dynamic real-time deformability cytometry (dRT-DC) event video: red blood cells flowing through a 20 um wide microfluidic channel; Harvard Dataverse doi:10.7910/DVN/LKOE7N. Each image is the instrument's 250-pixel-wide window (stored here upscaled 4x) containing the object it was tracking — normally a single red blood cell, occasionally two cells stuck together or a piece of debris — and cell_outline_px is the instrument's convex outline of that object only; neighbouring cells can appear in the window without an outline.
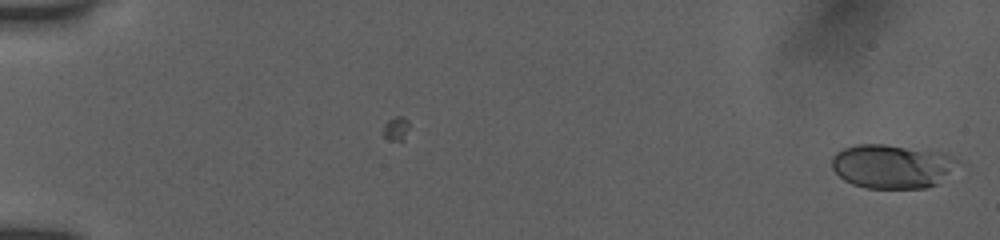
{"species": "human", "species_latin": "Homo sapiens", "temperature_condition": "room temperature", "stored_images_in_passage": 53, "camera_frame_rate_fps": 3000, "um_per_image_px": 0.085, "donor": {"sex": "female"}, "frame": {"image": 1, "passage_image": 1, "time_ms": 0.0, "image_size_px": [1000, 240], "cell_outline_px": [[960, 160], [936, 184], [928, 188], [868, 188], [852, 184], [844, 180], [832, 168], [832, 156], [836, 152], [844, 148], [856, 144], [884, 144], [952, 156]], "centroid_in_image_um": [75.73, 14.15], "position_along_channel_um": 9.3, "area_um2": 31.44}}
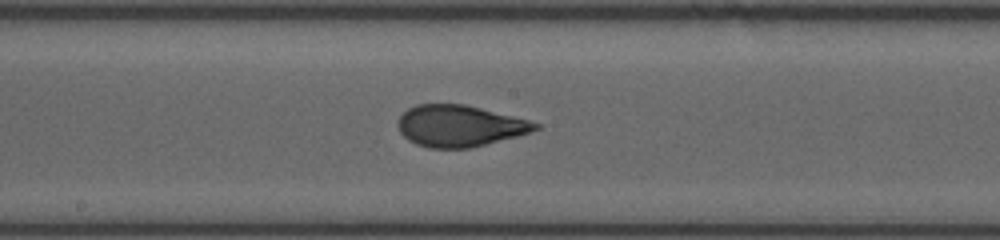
{"frame": {"image": 2, "passage_image": 30, "time_ms": 9.667, "image_size_px": [1000, 240], "cell_outline_px": [[540, 128], [516, 136], [472, 148], [428, 148], [416, 144], [408, 140], [400, 132], [396, 124], [396, 120], [408, 108], [416, 104], [464, 104], [528, 120], [540, 124]], "centroid_in_image_um": [39.01, 10.7], "position_along_channel_um": 209.2, "area_um2": 33.06}}
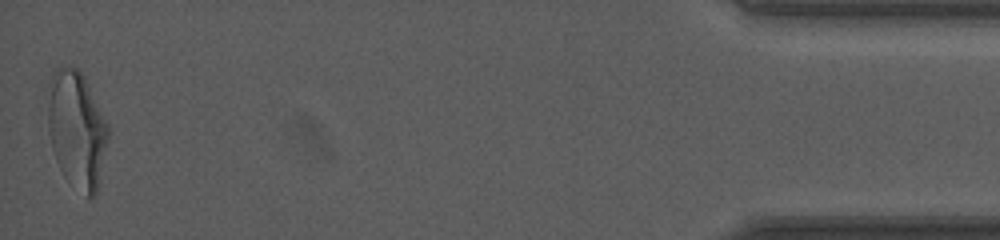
{"frame": {"image": 3, "passage_image": 53, "time_ms": 17.333, "image_size_px": [1000, 240], "cell_outline_px": [[108, 140], [96, 192], [92, 196], [88, 196], [64, 176], [56, 160], [52, 148], [48, 132], [48, 84], [52, 72], [60, 64], [76, 68], [84, 76], [108, 124]], "centroid_in_image_um": [6.5, 10.92], "position_along_channel_um": 428.7, "area_um2": 40.81}, "authors_computed_cell_mechanics": {"area_um2": 33.0616, "velocity_mm_per_s": 3.9206, "shape_relaxation_time_tau1_ms": 4.2956, "shape_relaxation_time_tau2_ms": 0.7237, "deformation_change_tau1": 0.1717, "deformation_change_tau2": 0.0632}}